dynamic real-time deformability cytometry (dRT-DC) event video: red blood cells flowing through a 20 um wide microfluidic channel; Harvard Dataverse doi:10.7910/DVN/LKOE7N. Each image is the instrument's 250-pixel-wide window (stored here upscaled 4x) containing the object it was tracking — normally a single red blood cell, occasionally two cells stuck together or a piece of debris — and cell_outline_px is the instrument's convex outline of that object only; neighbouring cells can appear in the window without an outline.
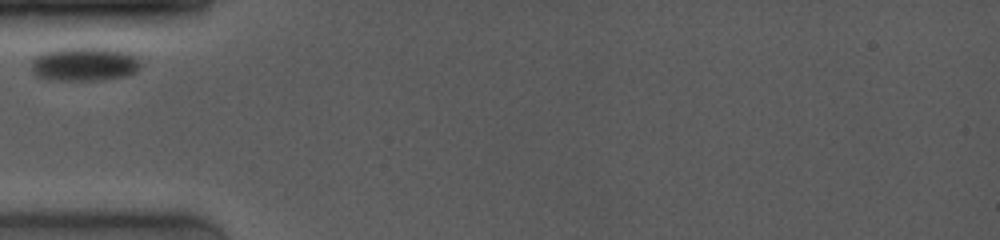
{"species": "common noctule bat (a hibernating species)", "species_latin": "Nyctalus noctula", "temperature_condition": "room temperature", "stored_images_in_passage": 30, "camera_frame_rate_fps": 4000, "um_per_image_px": 0.085, "animal": {"sex": "female", "body_mass_g": 19.0, "forearm_length_mm": 53.3}, "frame": {"image": 1, "passage_image": 1, "time_ms": 0.0, "image_size_px": [1000, 240], "cell_outline_px": [[140, 68], [136, 72], [124, 76], [100, 80], [52, 80], [36, 76], [32, 72], [32, 60], [40, 52], [56, 48], [116, 48], [132, 52], [140, 56]], "centroid_in_image_um": [7.22, 5.42], "position_along_channel_um": 77.8, "area_um2": 22.14}}
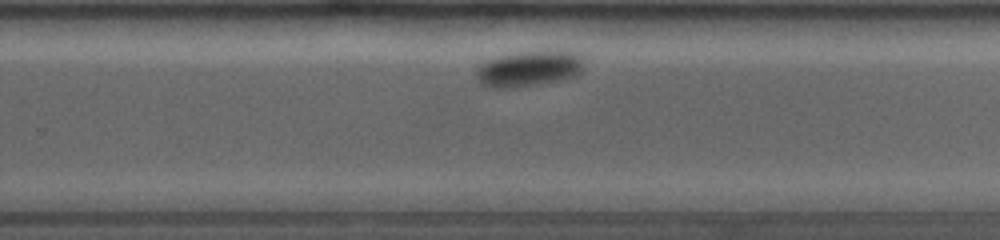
{"frame": {"image": 2, "passage_image": 21, "time_ms": 6.25, "image_size_px": [1000, 240], "cell_outline_px": [[584, 64], [580, 72], [572, 76], [560, 80], [540, 84], [500, 88], [496, 88], [484, 84], [476, 76], [476, 72], [488, 60], [500, 56], [520, 52], [544, 48], [556, 48], [580, 52], [584, 56]], "centroid_in_image_um": [45.12, 5.76], "position_along_channel_um": 284.7, "area_um2": 22.72}}
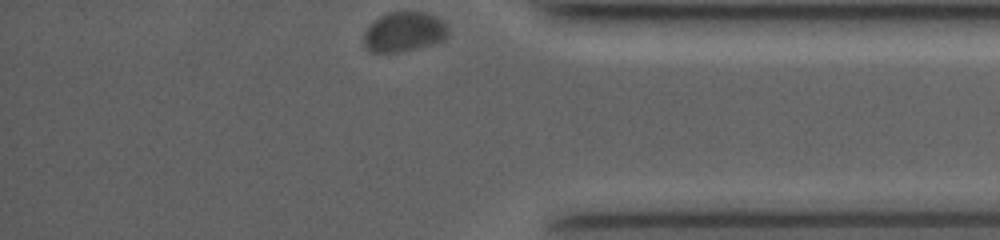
{"frame": {"image": 3, "passage_image": 30, "time_ms": 9.75, "image_size_px": [1000, 240], "cell_outline_px": [[448, 36], [444, 40], [432, 44], [400, 52], [368, 52], [364, 44], [364, 32], [380, 16], [388, 12], [424, 12], [436, 16], [448, 28]], "centroid_in_image_um": [34.34, 2.72], "position_along_channel_um": 400.9, "area_um2": 19.42}}